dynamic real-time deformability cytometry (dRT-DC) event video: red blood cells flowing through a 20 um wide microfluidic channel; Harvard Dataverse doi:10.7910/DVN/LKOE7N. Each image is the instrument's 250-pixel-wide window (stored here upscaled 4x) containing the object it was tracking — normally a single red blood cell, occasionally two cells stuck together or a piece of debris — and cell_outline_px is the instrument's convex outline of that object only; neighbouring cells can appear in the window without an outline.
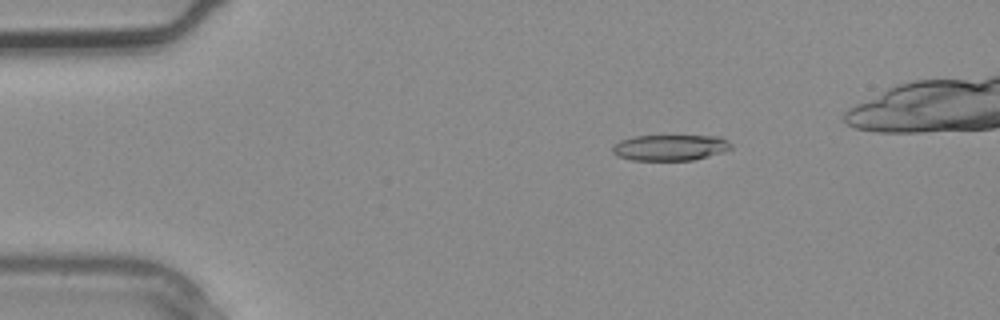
{"species": "common noctule bat (a hibernating species)", "species_latin": "Nyctalus noctula", "temperature_condition": "warm", "stored_images_in_passage": 3, "camera_frame_rate_fps": 3000, "um_per_image_px": 0.085, "animal": {"sex": "male", "body_mass_g": 20.4}, "frame": {"image": 1, "passage_image": 1, "time_ms": 0.0, "image_size_px": [1000, 320], "cell_outline_px": [[732, 148], [724, 152], [692, 160], [632, 160], [620, 156], [612, 152], [612, 148], [620, 140], [636, 136], [720, 136], [728, 140], [732, 144]], "centroid_in_image_um": [57.01, 12.54], "position_along_channel_um": 28.0, "area_um2": 17.8}}